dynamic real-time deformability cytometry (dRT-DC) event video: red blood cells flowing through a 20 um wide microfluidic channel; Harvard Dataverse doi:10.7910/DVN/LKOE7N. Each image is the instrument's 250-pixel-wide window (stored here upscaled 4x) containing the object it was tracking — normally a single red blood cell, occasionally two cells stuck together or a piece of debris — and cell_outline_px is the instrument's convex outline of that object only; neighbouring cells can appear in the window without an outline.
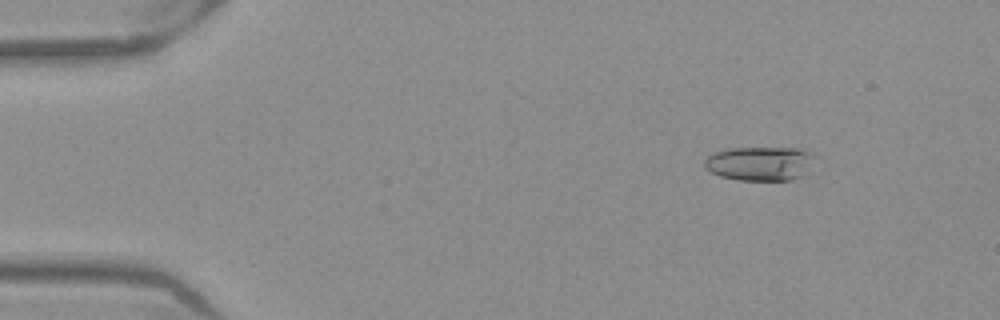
{"species": "Egyptian fruit bat (a non-hibernating species)", "species_latin": "Rousettus aegyptiacus", "temperature_condition": "warm", "stored_images_in_passage": 48, "camera_frame_rate_fps": 3000, "um_per_image_px": 0.085, "frame": {"image": 1, "passage_image": 2, "time_ms": 0.333, "image_size_px": [1000, 320], "cell_outline_px": [[808, 156], [804, 176], [792, 180], [736, 180], [720, 176], [704, 168], [704, 160], [712, 152], [728, 148], [796, 148], [808, 152]], "centroid_in_image_um": [64.43, 13.91], "position_along_channel_um": 20.6, "area_um2": 21.44}}
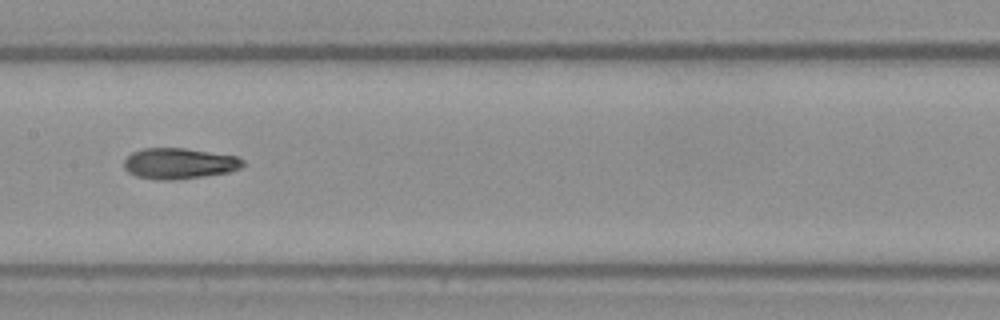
{"frame": {"image": 2, "passage_image": 22, "time_ms": 7.0, "image_size_px": [1000, 320], "cell_outline_px": [[248, 164], [240, 168], [228, 172], [204, 176], [172, 180], [160, 180], [136, 176], [128, 172], [124, 168], [124, 160], [132, 152], [144, 148], [184, 148], [236, 156], [244, 160]], "centroid_in_image_um": [15.24, 13.89], "position_along_channel_um": 192.2, "area_um2": 21.39}}
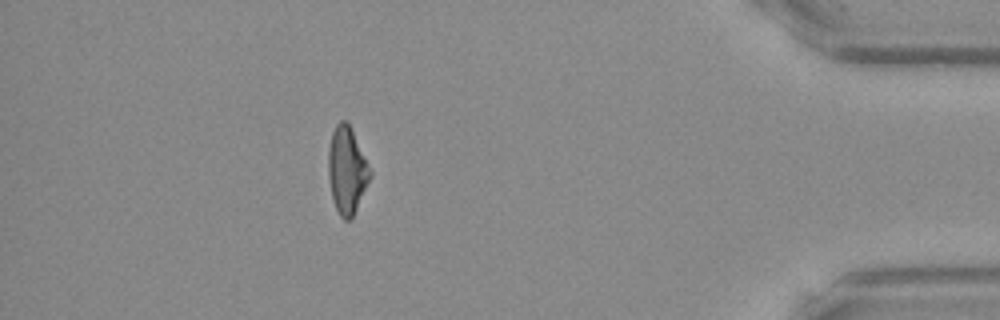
{"frame": {"image": 3, "passage_image": 42, "time_ms": 13.667, "image_size_px": [1000, 320], "cell_outline_px": [[372, 176], [352, 220], [344, 220], [340, 216], [332, 200], [328, 176], [328, 148], [332, 132], [336, 124], [340, 120], [344, 120], [348, 124], [372, 172]], "centroid_in_image_um": [29.48, 14.54], "position_along_channel_um": 405.7, "area_um2": 21.15}, "authors_computed_cell_mechanics": {"area_um2": 21.2993, "velocity_mm_per_s": 3.9234, "shape_relaxation_time_tau1_ms": null, "shape_relaxation_time_tau2_ms": 2.7229, "deformation_change_tau1": null, "deformation_change_tau2": 0.0997}}